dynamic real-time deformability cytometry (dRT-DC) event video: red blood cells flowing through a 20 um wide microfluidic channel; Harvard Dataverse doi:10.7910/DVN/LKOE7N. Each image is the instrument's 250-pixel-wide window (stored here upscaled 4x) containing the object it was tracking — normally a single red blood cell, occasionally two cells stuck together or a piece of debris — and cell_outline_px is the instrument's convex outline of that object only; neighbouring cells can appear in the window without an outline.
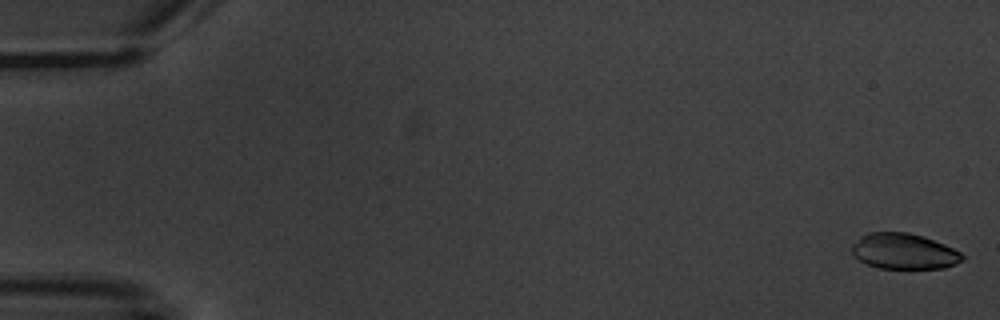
{"species": "common noctule bat (a hibernating species)", "species_latin": "Nyctalus noctula", "temperature_condition": "warm", "stored_images_in_passage": 6, "camera_frame_rate_fps": 3000, "um_per_image_px": 0.085, "animal": {"sex": "male", "body_mass_g": 20.1, "forearm_length_mm": 53.5}, "frame": {"image": 1, "passage_image": 1, "time_ms": 0.0, "image_size_px": [1000, 320], "cell_outline_px": [[964, 260], [956, 264], [944, 268], [880, 268], [868, 264], [860, 260], [852, 252], [852, 244], [860, 236], [868, 232], [908, 232], [924, 236], [944, 244], [960, 252], [964, 256]], "centroid_in_image_um": [76.85, 21.35], "position_along_channel_um": 8.2, "area_um2": 22.95}}
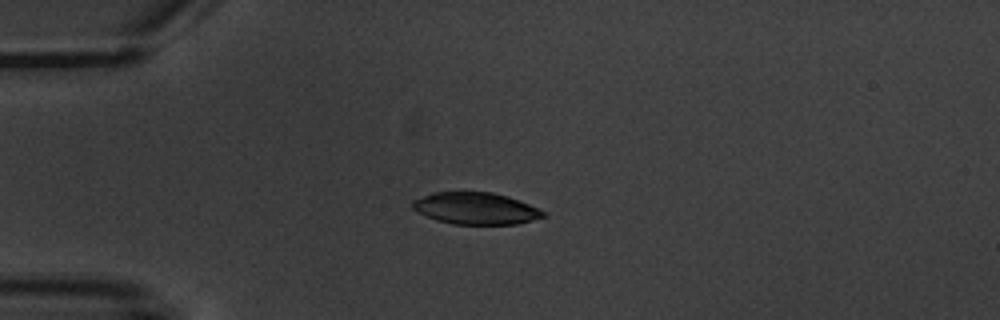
{"frame": {"image": 2, "passage_image": 5, "time_ms": 4.667, "image_size_px": [1000, 320], "cell_outline_px": [[548, 216], [516, 224], [452, 224], [436, 220], [412, 208], [408, 204], [412, 200], [432, 192], [492, 192], [508, 196], [528, 204], [544, 212]], "centroid_in_image_um": [40.4, 17.71], "position_along_channel_um": 44.6, "area_um2": 24.22}}